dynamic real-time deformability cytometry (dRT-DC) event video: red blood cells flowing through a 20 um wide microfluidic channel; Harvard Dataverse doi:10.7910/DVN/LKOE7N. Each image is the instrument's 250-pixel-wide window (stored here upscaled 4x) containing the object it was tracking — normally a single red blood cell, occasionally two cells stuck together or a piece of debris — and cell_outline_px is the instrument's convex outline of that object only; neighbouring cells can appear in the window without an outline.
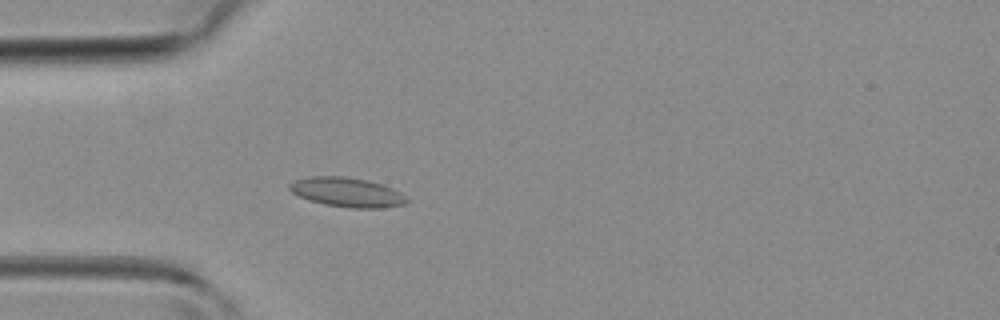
{"species": "common noctule bat (a hibernating species)", "species_latin": "Nyctalus noctula", "temperature_condition": "room temperature", "stored_images_in_passage": 41, "camera_frame_rate_fps": 3000, "um_per_image_px": 0.085, "animal": {"sex": "female", "body_mass_g": 19.3, "forearm_length_mm": 54.1}, "frame": {"image": 1, "passage_image": 11, "time_ms": 3.333, "image_size_px": [1000, 320], "cell_outline_px": [[408, 204], [380, 208], [352, 208], [324, 204], [300, 196], [292, 192], [288, 188], [288, 184], [296, 180], [308, 176], [344, 176], [368, 180], [392, 188], [400, 192], [408, 200]], "centroid_in_image_um": [29.51, 16.33], "position_along_channel_um": 55.5, "area_um2": 20.0}}
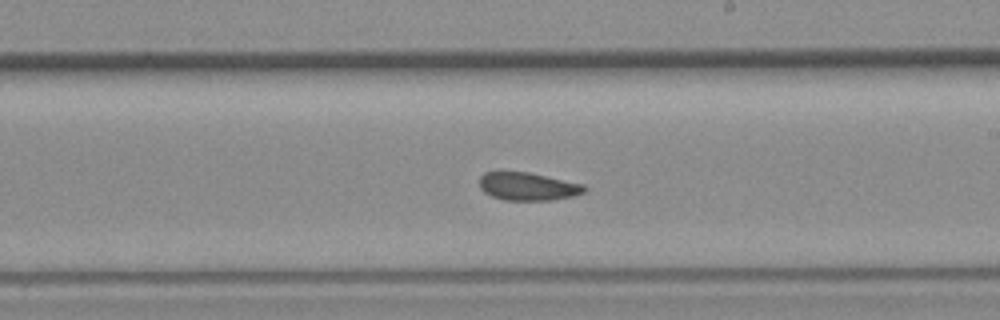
{"frame": {"image": 2, "passage_image": 23, "time_ms": 7.333, "image_size_px": [1000, 320], "cell_outline_px": [[588, 188], [584, 192], [572, 196], [552, 200], [504, 200], [492, 196], [484, 192], [480, 188], [480, 176], [484, 172], [528, 172], [584, 184]], "centroid_in_image_um": [44.87, 15.85], "position_along_channel_um": 244.1, "area_um2": 17.05}}
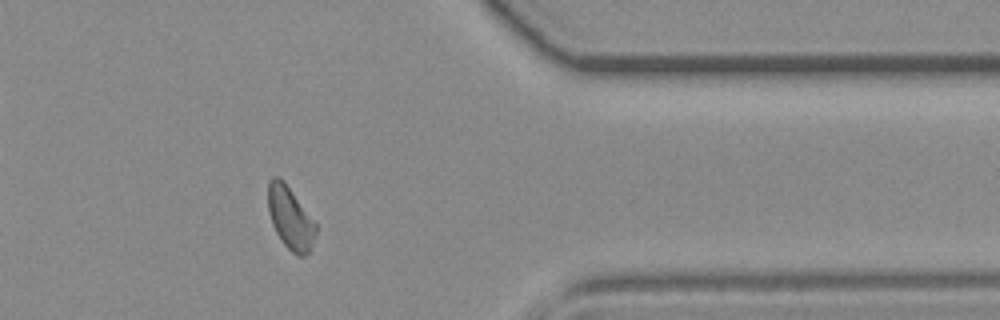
{"frame": {"image": 3, "passage_image": 33, "time_ms": 10.667, "image_size_px": [1000, 320], "cell_outline_px": [[316, 232], [308, 252], [304, 256], [300, 256], [292, 252], [284, 244], [276, 232], [272, 224], [268, 212], [268, 180], [272, 176], [280, 176], [284, 180], [316, 224]], "centroid_in_image_um": [24.64, 18.48], "position_along_channel_um": 386.8, "area_um2": 17.22}}